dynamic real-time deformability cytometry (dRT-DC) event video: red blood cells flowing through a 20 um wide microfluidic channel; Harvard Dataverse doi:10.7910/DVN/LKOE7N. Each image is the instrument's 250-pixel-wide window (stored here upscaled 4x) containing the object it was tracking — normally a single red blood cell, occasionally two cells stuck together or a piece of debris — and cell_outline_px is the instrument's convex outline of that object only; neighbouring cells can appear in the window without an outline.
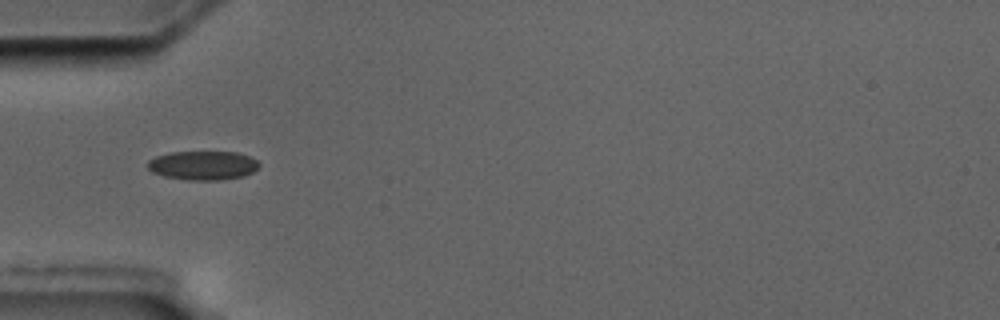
{"species": "common noctule bat (a hibernating species)", "species_latin": "Nyctalus noctula", "temperature_condition": "cold", "stored_images_in_passage": 8, "camera_frame_rate_fps": 3000, "um_per_image_px": 0.085, "animal": {"sex": "male", "body_mass_g": 17.5, "forearm_length_mm": 52.3}, "frame": {"image": 1, "passage_image": 4, "time_ms": 4.333, "image_size_px": [1000, 320], "cell_outline_px": [[260, 164], [252, 172], [244, 176], [220, 180], [188, 180], [164, 176], [152, 172], [148, 168], [148, 160], [156, 156], [168, 152], [236, 152], [248, 156], [256, 160]], "centroid_in_image_um": [17.22, 14.06], "position_along_channel_um": 67.8, "area_um2": 18.79}}
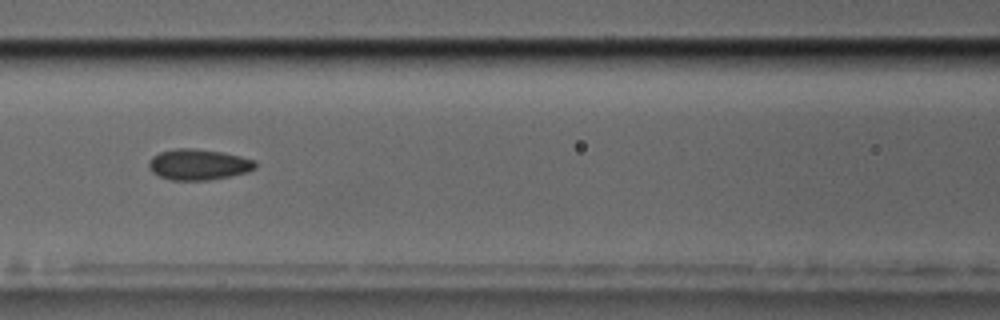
{"frame": {"image": 2, "passage_image": 6, "time_ms": 6.667, "image_size_px": [1000, 320], "cell_outline_px": [[256, 168], [248, 172], [208, 180], [168, 180], [152, 172], [148, 168], [148, 160], [152, 156], [160, 152], [176, 148], [192, 148], [224, 152], [256, 160]], "centroid_in_image_um": [16.85, 13.98], "position_along_channel_um": 149.7, "area_um2": 19.31}}
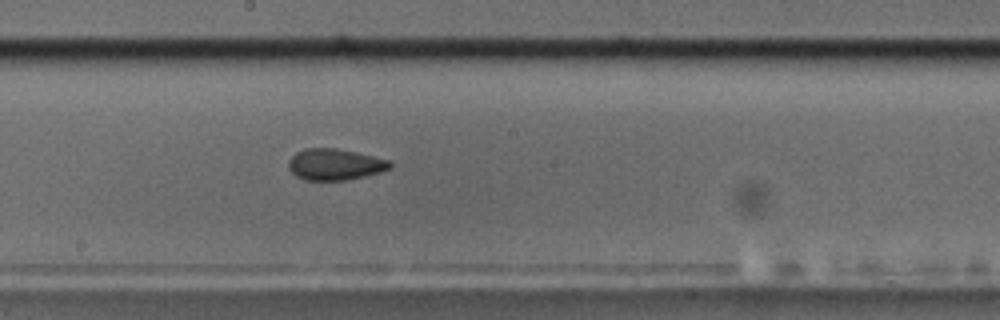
{"frame": {"image": 3, "passage_image": 8, "time_ms": 8.667, "image_size_px": [1000, 320], "cell_outline_px": [[392, 168], [380, 172], [364, 176], [344, 180], [304, 180], [296, 176], [288, 168], [288, 160], [296, 152], [304, 148], [336, 148], [356, 152], [392, 160]], "centroid_in_image_um": [28.48, 13.97], "position_along_channel_um": 219.7, "area_um2": 18.67}}